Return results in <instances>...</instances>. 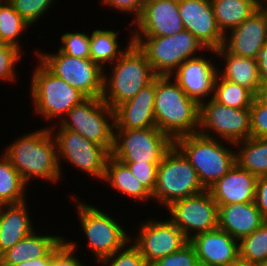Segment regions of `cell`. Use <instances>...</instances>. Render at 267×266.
I'll use <instances>...</instances> for the list:
<instances>
[{"instance_id":"ab89813d","label":"cell","mask_w":267,"mask_h":266,"mask_svg":"<svg viewBox=\"0 0 267 266\" xmlns=\"http://www.w3.org/2000/svg\"><path fill=\"white\" fill-rule=\"evenodd\" d=\"M250 110L251 137L267 138V104L256 96Z\"/></svg>"},{"instance_id":"ee69618b","label":"cell","mask_w":267,"mask_h":266,"mask_svg":"<svg viewBox=\"0 0 267 266\" xmlns=\"http://www.w3.org/2000/svg\"><path fill=\"white\" fill-rule=\"evenodd\" d=\"M254 203L262 217L267 220V175L257 178Z\"/></svg>"},{"instance_id":"7402d4cb","label":"cell","mask_w":267,"mask_h":266,"mask_svg":"<svg viewBox=\"0 0 267 266\" xmlns=\"http://www.w3.org/2000/svg\"><path fill=\"white\" fill-rule=\"evenodd\" d=\"M257 176L236 163L208 190L217 205L254 202Z\"/></svg>"},{"instance_id":"60d3db41","label":"cell","mask_w":267,"mask_h":266,"mask_svg":"<svg viewBox=\"0 0 267 266\" xmlns=\"http://www.w3.org/2000/svg\"><path fill=\"white\" fill-rule=\"evenodd\" d=\"M156 266H200L194 247L188 242L180 250L157 260Z\"/></svg>"},{"instance_id":"d6a6232c","label":"cell","mask_w":267,"mask_h":266,"mask_svg":"<svg viewBox=\"0 0 267 266\" xmlns=\"http://www.w3.org/2000/svg\"><path fill=\"white\" fill-rule=\"evenodd\" d=\"M28 28L31 26L6 0L0 6V43L15 46L23 51L20 40L24 36L22 33L27 32Z\"/></svg>"},{"instance_id":"b9f144b4","label":"cell","mask_w":267,"mask_h":266,"mask_svg":"<svg viewBox=\"0 0 267 266\" xmlns=\"http://www.w3.org/2000/svg\"><path fill=\"white\" fill-rule=\"evenodd\" d=\"M132 174L153 194L156 186L157 166L160 163L122 162Z\"/></svg>"},{"instance_id":"4fadbf2b","label":"cell","mask_w":267,"mask_h":266,"mask_svg":"<svg viewBox=\"0 0 267 266\" xmlns=\"http://www.w3.org/2000/svg\"><path fill=\"white\" fill-rule=\"evenodd\" d=\"M198 133L236 144L251 137L250 110L220 104L213 98L200 103Z\"/></svg>"},{"instance_id":"7a4b0ae2","label":"cell","mask_w":267,"mask_h":266,"mask_svg":"<svg viewBox=\"0 0 267 266\" xmlns=\"http://www.w3.org/2000/svg\"><path fill=\"white\" fill-rule=\"evenodd\" d=\"M156 127L173 141L198 132L200 104L188 97L169 76H156L154 101Z\"/></svg>"},{"instance_id":"f1b7e54d","label":"cell","mask_w":267,"mask_h":266,"mask_svg":"<svg viewBox=\"0 0 267 266\" xmlns=\"http://www.w3.org/2000/svg\"><path fill=\"white\" fill-rule=\"evenodd\" d=\"M211 3L223 34L242 24L262 7L259 0H211Z\"/></svg>"},{"instance_id":"44dd1931","label":"cell","mask_w":267,"mask_h":266,"mask_svg":"<svg viewBox=\"0 0 267 266\" xmlns=\"http://www.w3.org/2000/svg\"><path fill=\"white\" fill-rule=\"evenodd\" d=\"M156 78L143 87L132 99L114 108V129L156 127L154 101Z\"/></svg>"},{"instance_id":"d4e9b609","label":"cell","mask_w":267,"mask_h":266,"mask_svg":"<svg viewBox=\"0 0 267 266\" xmlns=\"http://www.w3.org/2000/svg\"><path fill=\"white\" fill-rule=\"evenodd\" d=\"M27 200L0 205V255L34 231Z\"/></svg>"},{"instance_id":"2e32d148","label":"cell","mask_w":267,"mask_h":266,"mask_svg":"<svg viewBox=\"0 0 267 266\" xmlns=\"http://www.w3.org/2000/svg\"><path fill=\"white\" fill-rule=\"evenodd\" d=\"M178 11L184 29L207 50L222 47L224 34L217 25L211 0H178Z\"/></svg>"},{"instance_id":"484cf974","label":"cell","mask_w":267,"mask_h":266,"mask_svg":"<svg viewBox=\"0 0 267 266\" xmlns=\"http://www.w3.org/2000/svg\"><path fill=\"white\" fill-rule=\"evenodd\" d=\"M32 231L25 238L0 255V265H15L45 257L64 237Z\"/></svg>"},{"instance_id":"c3c4849f","label":"cell","mask_w":267,"mask_h":266,"mask_svg":"<svg viewBox=\"0 0 267 266\" xmlns=\"http://www.w3.org/2000/svg\"><path fill=\"white\" fill-rule=\"evenodd\" d=\"M227 266H257L255 263H250L249 261L238 258L234 262H231Z\"/></svg>"},{"instance_id":"9c48e42d","label":"cell","mask_w":267,"mask_h":266,"mask_svg":"<svg viewBox=\"0 0 267 266\" xmlns=\"http://www.w3.org/2000/svg\"><path fill=\"white\" fill-rule=\"evenodd\" d=\"M49 128H65L79 133L110 152L114 145V109L102 98H87L72 107L59 124L51 123Z\"/></svg>"},{"instance_id":"f907efd6","label":"cell","mask_w":267,"mask_h":266,"mask_svg":"<svg viewBox=\"0 0 267 266\" xmlns=\"http://www.w3.org/2000/svg\"><path fill=\"white\" fill-rule=\"evenodd\" d=\"M262 7L267 11V0L262 3Z\"/></svg>"},{"instance_id":"83f0119b","label":"cell","mask_w":267,"mask_h":266,"mask_svg":"<svg viewBox=\"0 0 267 266\" xmlns=\"http://www.w3.org/2000/svg\"><path fill=\"white\" fill-rule=\"evenodd\" d=\"M118 31L113 29H95L90 34V59L98 64L104 71L109 65L113 64L119 57H121L128 48L133 44L132 31L130 32L129 41L122 49L119 41Z\"/></svg>"},{"instance_id":"9a60e30c","label":"cell","mask_w":267,"mask_h":266,"mask_svg":"<svg viewBox=\"0 0 267 266\" xmlns=\"http://www.w3.org/2000/svg\"><path fill=\"white\" fill-rule=\"evenodd\" d=\"M140 221L136 235L131 234L130 241L139 249L147 263H155L186 245L189 240L183 232L170 220ZM132 236H134L132 238Z\"/></svg>"},{"instance_id":"52a82bcc","label":"cell","mask_w":267,"mask_h":266,"mask_svg":"<svg viewBox=\"0 0 267 266\" xmlns=\"http://www.w3.org/2000/svg\"><path fill=\"white\" fill-rule=\"evenodd\" d=\"M132 38L133 43L146 55L157 76H169L186 60L198 57L207 51L203 44L185 29L171 36H132Z\"/></svg>"},{"instance_id":"7dc6e473","label":"cell","mask_w":267,"mask_h":266,"mask_svg":"<svg viewBox=\"0 0 267 266\" xmlns=\"http://www.w3.org/2000/svg\"><path fill=\"white\" fill-rule=\"evenodd\" d=\"M256 97L264 104H267V83H261Z\"/></svg>"},{"instance_id":"8d00e7d4","label":"cell","mask_w":267,"mask_h":266,"mask_svg":"<svg viewBox=\"0 0 267 266\" xmlns=\"http://www.w3.org/2000/svg\"><path fill=\"white\" fill-rule=\"evenodd\" d=\"M58 50L69 56L90 58V34L88 32H66L60 36Z\"/></svg>"},{"instance_id":"4dcf8cb0","label":"cell","mask_w":267,"mask_h":266,"mask_svg":"<svg viewBox=\"0 0 267 266\" xmlns=\"http://www.w3.org/2000/svg\"><path fill=\"white\" fill-rule=\"evenodd\" d=\"M27 186V187H26ZM28 184L12 165L9 158L0 155V205L17 204L28 199Z\"/></svg>"},{"instance_id":"d590c367","label":"cell","mask_w":267,"mask_h":266,"mask_svg":"<svg viewBox=\"0 0 267 266\" xmlns=\"http://www.w3.org/2000/svg\"><path fill=\"white\" fill-rule=\"evenodd\" d=\"M25 53L15 46L0 43V82L11 84L16 79L19 80L16 67H18L19 61H22V55Z\"/></svg>"},{"instance_id":"5b68a950","label":"cell","mask_w":267,"mask_h":266,"mask_svg":"<svg viewBox=\"0 0 267 266\" xmlns=\"http://www.w3.org/2000/svg\"><path fill=\"white\" fill-rule=\"evenodd\" d=\"M36 60L38 63L33 68L29 85V99L34 104V113L45 122L57 119L55 123L59 124L72 107L88 97L53 74L37 57Z\"/></svg>"},{"instance_id":"e575fe53","label":"cell","mask_w":267,"mask_h":266,"mask_svg":"<svg viewBox=\"0 0 267 266\" xmlns=\"http://www.w3.org/2000/svg\"><path fill=\"white\" fill-rule=\"evenodd\" d=\"M8 3L32 27L48 13L55 0H7ZM57 1V0H56ZM43 16V17H42Z\"/></svg>"},{"instance_id":"f35d334b","label":"cell","mask_w":267,"mask_h":266,"mask_svg":"<svg viewBox=\"0 0 267 266\" xmlns=\"http://www.w3.org/2000/svg\"><path fill=\"white\" fill-rule=\"evenodd\" d=\"M65 240L50 257L49 266H87L86 262L82 263L76 254L78 244L67 238Z\"/></svg>"},{"instance_id":"e0dca14e","label":"cell","mask_w":267,"mask_h":266,"mask_svg":"<svg viewBox=\"0 0 267 266\" xmlns=\"http://www.w3.org/2000/svg\"><path fill=\"white\" fill-rule=\"evenodd\" d=\"M131 27L132 36H171L181 32L184 26L178 0H146Z\"/></svg>"},{"instance_id":"cb8c5ba5","label":"cell","mask_w":267,"mask_h":266,"mask_svg":"<svg viewBox=\"0 0 267 266\" xmlns=\"http://www.w3.org/2000/svg\"><path fill=\"white\" fill-rule=\"evenodd\" d=\"M211 55L216 54L220 61L221 67H217V74L233 83H237L249 89L255 96L257 95L261 82L259 76L258 62L249 57H240L226 52L222 47L217 50H207Z\"/></svg>"},{"instance_id":"816d5d0a","label":"cell","mask_w":267,"mask_h":266,"mask_svg":"<svg viewBox=\"0 0 267 266\" xmlns=\"http://www.w3.org/2000/svg\"><path fill=\"white\" fill-rule=\"evenodd\" d=\"M146 266H156L154 263H147Z\"/></svg>"},{"instance_id":"3957f363","label":"cell","mask_w":267,"mask_h":266,"mask_svg":"<svg viewBox=\"0 0 267 266\" xmlns=\"http://www.w3.org/2000/svg\"><path fill=\"white\" fill-rule=\"evenodd\" d=\"M174 145L196 170L205 190L215 184L236 163L233 143L207 137L198 132L176 138Z\"/></svg>"},{"instance_id":"8fae6325","label":"cell","mask_w":267,"mask_h":266,"mask_svg":"<svg viewBox=\"0 0 267 266\" xmlns=\"http://www.w3.org/2000/svg\"><path fill=\"white\" fill-rule=\"evenodd\" d=\"M37 57L53 74L80 90L88 98H102L104 70L90 58H78L60 52L34 49Z\"/></svg>"},{"instance_id":"8992f818","label":"cell","mask_w":267,"mask_h":266,"mask_svg":"<svg viewBox=\"0 0 267 266\" xmlns=\"http://www.w3.org/2000/svg\"><path fill=\"white\" fill-rule=\"evenodd\" d=\"M71 195L77 209L78 222L84 232L86 242L88 241V248L91 249L92 256L94 255L95 264L122 249L130 241L131 233H127L129 230L126 231L113 215H109L106 210H100L101 206L98 208L87 204L76 194Z\"/></svg>"},{"instance_id":"277c9868","label":"cell","mask_w":267,"mask_h":266,"mask_svg":"<svg viewBox=\"0 0 267 266\" xmlns=\"http://www.w3.org/2000/svg\"><path fill=\"white\" fill-rule=\"evenodd\" d=\"M106 73L102 99L111 109L132 99L157 76L146 55L134 43Z\"/></svg>"},{"instance_id":"bcb514c9","label":"cell","mask_w":267,"mask_h":266,"mask_svg":"<svg viewBox=\"0 0 267 266\" xmlns=\"http://www.w3.org/2000/svg\"><path fill=\"white\" fill-rule=\"evenodd\" d=\"M65 241L66 240L64 237L45 257L27 260L20 264H15V265H0V266H49L50 257Z\"/></svg>"},{"instance_id":"1f68e13d","label":"cell","mask_w":267,"mask_h":266,"mask_svg":"<svg viewBox=\"0 0 267 266\" xmlns=\"http://www.w3.org/2000/svg\"><path fill=\"white\" fill-rule=\"evenodd\" d=\"M212 98L228 107L249 109L255 95L249 89L224 79L217 74L214 81Z\"/></svg>"},{"instance_id":"7c38bea8","label":"cell","mask_w":267,"mask_h":266,"mask_svg":"<svg viewBox=\"0 0 267 266\" xmlns=\"http://www.w3.org/2000/svg\"><path fill=\"white\" fill-rule=\"evenodd\" d=\"M174 141L157 127L114 129L111 156L120 162L161 163Z\"/></svg>"},{"instance_id":"ba28073f","label":"cell","mask_w":267,"mask_h":266,"mask_svg":"<svg viewBox=\"0 0 267 266\" xmlns=\"http://www.w3.org/2000/svg\"><path fill=\"white\" fill-rule=\"evenodd\" d=\"M204 190L196 170L184 154L173 145L157 166L152 201L156 200L155 202L165 209L176 200L196 195Z\"/></svg>"},{"instance_id":"f6af8a7d","label":"cell","mask_w":267,"mask_h":266,"mask_svg":"<svg viewBox=\"0 0 267 266\" xmlns=\"http://www.w3.org/2000/svg\"><path fill=\"white\" fill-rule=\"evenodd\" d=\"M255 60L258 62L260 82L267 83V40L258 51Z\"/></svg>"},{"instance_id":"681fc988","label":"cell","mask_w":267,"mask_h":266,"mask_svg":"<svg viewBox=\"0 0 267 266\" xmlns=\"http://www.w3.org/2000/svg\"><path fill=\"white\" fill-rule=\"evenodd\" d=\"M257 266H267V259L257 263Z\"/></svg>"},{"instance_id":"7bdbcfd3","label":"cell","mask_w":267,"mask_h":266,"mask_svg":"<svg viewBox=\"0 0 267 266\" xmlns=\"http://www.w3.org/2000/svg\"><path fill=\"white\" fill-rule=\"evenodd\" d=\"M101 5L107 7L106 9L112 8L113 11L117 10L120 13H124L125 15H133L129 26H132V22H134L141 14L143 9V5L146 0H100Z\"/></svg>"},{"instance_id":"74e56055","label":"cell","mask_w":267,"mask_h":266,"mask_svg":"<svg viewBox=\"0 0 267 266\" xmlns=\"http://www.w3.org/2000/svg\"><path fill=\"white\" fill-rule=\"evenodd\" d=\"M139 249L129 241L122 249L102 259L97 266H146Z\"/></svg>"},{"instance_id":"d6986e66","label":"cell","mask_w":267,"mask_h":266,"mask_svg":"<svg viewBox=\"0 0 267 266\" xmlns=\"http://www.w3.org/2000/svg\"><path fill=\"white\" fill-rule=\"evenodd\" d=\"M267 40V11L261 7L239 26L224 34L222 48L240 57L255 59Z\"/></svg>"},{"instance_id":"6da1fadb","label":"cell","mask_w":267,"mask_h":266,"mask_svg":"<svg viewBox=\"0 0 267 266\" xmlns=\"http://www.w3.org/2000/svg\"><path fill=\"white\" fill-rule=\"evenodd\" d=\"M3 153L28 185L37 178L56 185L63 177L56 142L47 125L17 137Z\"/></svg>"},{"instance_id":"f546056e","label":"cell","mask_w":267,"mask_h":266,"mask_svg":"<svg viewBox=\"0 0 267 266\" xmlns=\"http://www.w3.org/2000/svg\"><path fill=\"white\" fill-rule=\"evenodd\" d=\"M234 147L236 164L253 175H267V138L249 137Z\"/></svg>"},{"instance_id":"603a6c76","label":"cell","mask_w":267,"mask_h":266,"mask_svg":"<svg viewBox=\"0 0 267 266\" xmlns=\"http://www.w3.org/2000/svg\"><path fill=\"white\" fill-rule=\"evenodd\" d=\"M218 228L240 241L266 220L254 202L218 205Z\"/></svg>"},{"instance_id":"5bb4252c","label":"cell","mask_w":267,"mask_h":266,"mask_svg":"<svg viewBox=\"0 0 267 266\" xmlns=\"http://www.w3.org/2000/svg\"><path fill=\"white\" fill-rule=\"evenodd\" d=\"M165 210L188 240L218 228V205L209 190L176 200Z\"/></svg>"},{"instance_id":"30bf717a","label":"cell","mask_w":267,"mask_h":266,"mask_svg":"<svg viewBox=\"0 0 267 266\" xmlns=\"http://www.w3.org/2000/svg\"><path fill=\"white\" fill-rule=\"evenodd\" d=\"M49 129L56 142L58 163L62 175V165L64 164L61 162L65 160L66 163H70L72 168L78 169L86 176H91L96 180L100 179L101 182L104 180L107 160L111 156L108 149L69 129Z\"/></svg>"},{"instance_id":"ac0fdd59","label":"cell","mask_w":267,"mask_h":266,"mask_svg":"<svg viewBox=\"0 0 267 266\" xmlns=\"http://www.w3.org/2000/svg\"><path fill=\"white\" fill-rule=\"evenodd\" d=\"M205 54L186 60L171 77L184 90L186 95L199 104L213 97L214 81L217 76V59ZM213 59V61H212Z\"/></svg>"},{"instance_id":"ffe728a7","label":"cell","mask_w":267,"mask_h":266,"mask_svg":"<svg viewBox=\"0 0 267 266\" xmlns=\"http://www.w3.org/2000/svg\"><path fill=\"white\" fill-rule=\"evenodd\" d=\"M189 243L200 266H227L239 258V241L219 228L197 234Z\"/></svg>"},{"instance_id":"836d02e7","label":"cell","mask_w":267,"mask_h":266,"mask_svg":"<svg viewBox=\"0 0 267 266\" xmlns=\"http://www.w3.org/2000/svg\"><path fill=\"white\" fill-rule=\"evenodd\" d=\"M239 258L255 264L267 259V221L239 241Z\"/></svg>"},{"instance_id":"f5cc1de1","label":"cell","mask_w":267,"mask_h":266,"mask_svg":"<svg viewBox=\"0 0 267 266\" xmlns=\"http://www.w3.org/2000/svg\"><path fill=\"white\" fill-rule=\"evenodd\" d=\"M6 0H0V6L5 2Z\"/></svg>"},{"instance_id":"4316f807","label":"cell","mask_w":267,"mask_h":266,"mask_svg":"<svg viewBox=\"0 0 267 266\" xmlns=\"http://www.w3.org/2000/svg\"><path fill=\"white\" fill-rule=\"evenodd\" d=\"M102 182L112 187L113 190L134 202L146 203L151 201L152 193L132 174L130 168L110 156L106 164L105 177Z\"/></svg>"}]
</instances>
